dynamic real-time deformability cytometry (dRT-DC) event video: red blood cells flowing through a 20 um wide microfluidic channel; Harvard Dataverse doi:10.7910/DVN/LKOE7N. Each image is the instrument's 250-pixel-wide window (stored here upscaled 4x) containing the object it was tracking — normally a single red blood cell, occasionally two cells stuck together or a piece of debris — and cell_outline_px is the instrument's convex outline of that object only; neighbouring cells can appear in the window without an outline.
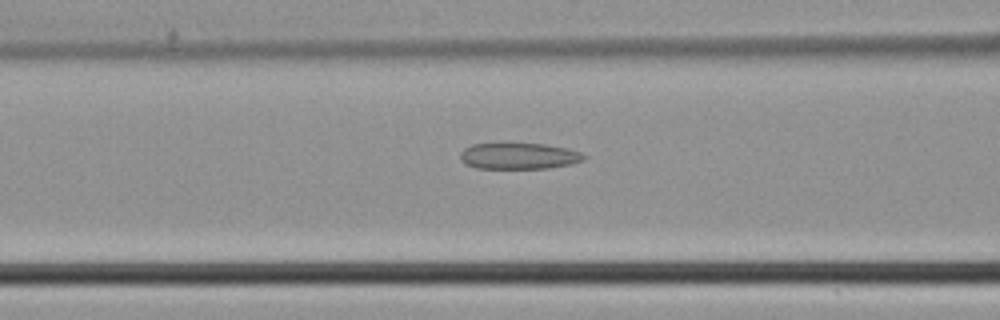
{"species": "common noctule bat (a hibernating species)", "species_latin": "Nyctalus noctula", "temperature_condition": "cold", "stored_images_in_passage": 45, "camera_frame_rate_fps": 3000, "um_per_image_px": 0.085, "animal": {"sex": "male", "body_mass_g": 21.5, "forearm_length_mm": 52.0}, "frame": {"image": 1, "passage_image": 18, "time_ms": 5.667, "image_size_px": [1000, 320], "cell_outline_px": [[588, 156], [584, 160], [572, 164], [548, 168], [476, 168], [464, 164], [460, 160], [460, 152], [464, 148], [472, 144], [496, 140], [500, 140], [544, 144], [568, 148], [580, 152]], "centroid_in_image_um": [44.04, 13.2], "position_along_channel_um": 122.6, "area_um2": 20.06}}
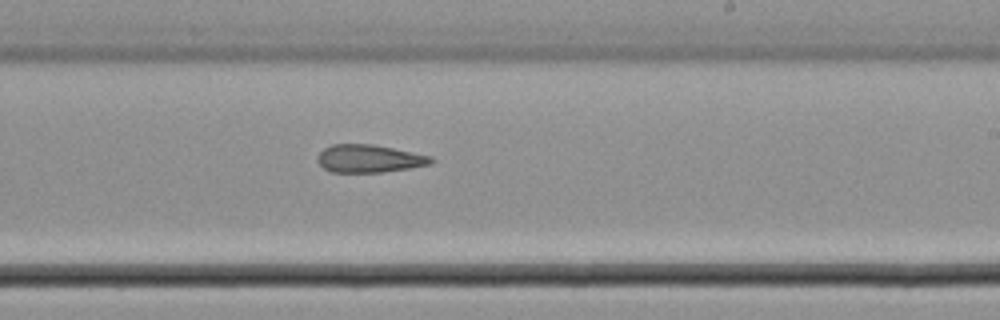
{"frame": {"image": 2, "passage_image": 27, "time_ms": 8.667, "image_size_px": [1000, 320], "cell_outline_px": [[436, 160], [432, 164], [408, 168], [380, 172], [332, 172], [324, 168], [316, 160], [316, 156], [324, 148], [332, 144], [372, 144], [432, 156]], "centroid_in_image_um": [31.38, 13.48], "position_along_channel_um": 257.6, "area_um2": 18.38}}
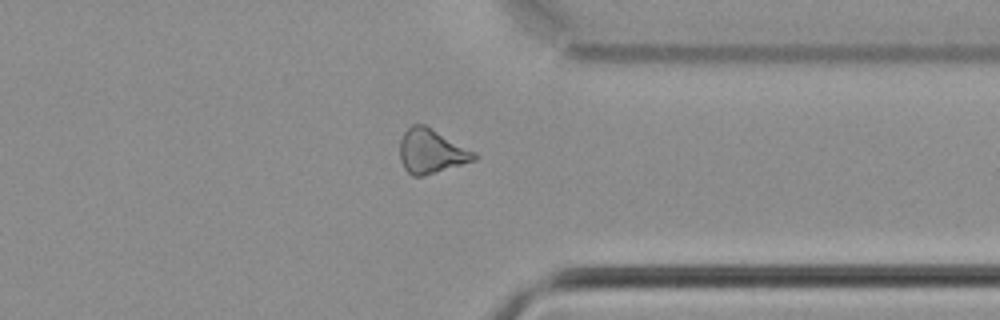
{"frame": {"image": 3, "passage_image": 35, "time_ms": 11.333, "image_size_px": [1000, 320], "cell_outline_px": [[480, 156], [476, 160], [424, 176], [412, 176], [404, 168], [400, 160], [400, 140], [404, 132], [412, 124], [424, 124], [476, 152]], "centroid_in_image_um": [36.67, 12.87], "position_along_channel_um": 374.7, "area_um2": 19.25}}